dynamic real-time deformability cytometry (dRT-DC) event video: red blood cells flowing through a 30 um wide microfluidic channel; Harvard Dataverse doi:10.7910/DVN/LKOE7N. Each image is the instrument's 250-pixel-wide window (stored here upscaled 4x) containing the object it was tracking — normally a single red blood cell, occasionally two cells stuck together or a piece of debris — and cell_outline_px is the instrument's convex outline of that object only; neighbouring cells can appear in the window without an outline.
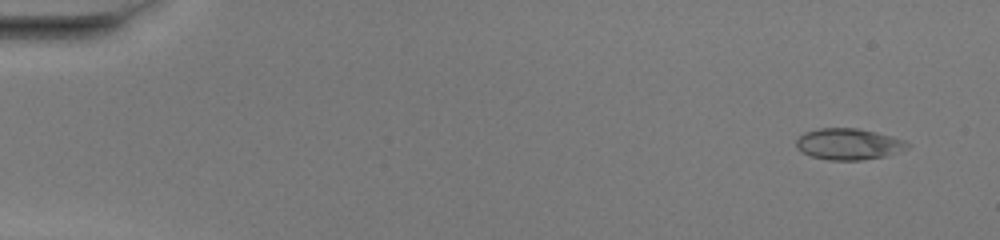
{"species": "common noctule bat (a hibernating species)", "species_latin": "Nyctalus noctula", "temperature_condition": "warm", "stored_images_in_passage": 48, "camera_frame_rate_fps": 3000, "um_per_image_px": 0.085, "animal": {"sex": "female", "body_mass_g": 20.0, "forearm_length_mm": 54.0}, "frame": {"image": 1, "passage_image": 1, "time_ms": 0.0, "image_size_px": [1000, 240], "cell_outline_px": [[912, 144], [908, 148], [884, 156], [860, 160], [828, 160], [812, 156], [800, 152], [796, 148], [796, 140], [804, 132], [820, 128], [856, 128], [876, 132], [892, 136], [904, 140]], "centroid_in_image_um": [72.11, 12.24], "position_along_channel_um": 12.9, "area_um2": 20.29}}
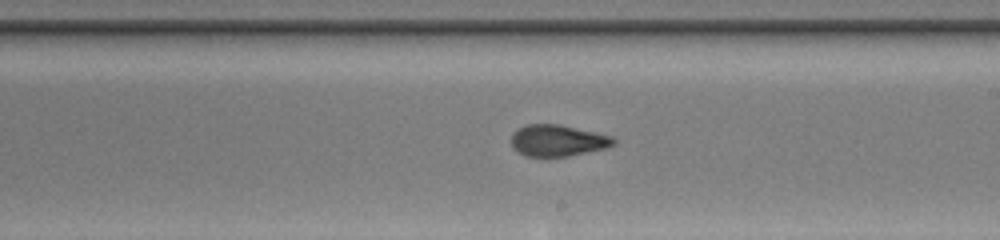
{"frame": {"image": 2, "passage_image": 28, "time_ms": 9.0, "image_size_px": [1000, 240], "cell_outline_px": [[616, 144], [608, 148], [568, 156], [524, 156], [516, 152], [512, 148], [512, 132], [528, 124], [560, 124], [596, 132], [612, 136], [616, 140]], "centroid_in_image_um": [47.42, 11.95], "position_along_channel_um": 241.6, "area_um2": 18.96}}
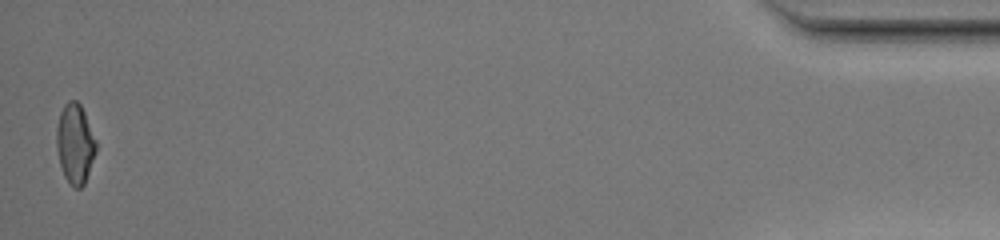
{"frame": {"image": 3, "passage_image": 48, "time_ms": 15.667, "image_size_px": [1000, 240], "cell_outline_px": [[96, 152], [84, 184], [80, 188], [72, 188], [64, 176], [60, 164], [56, 148], [56, 128], [60, 112], [64, 104], [68, 100], [76, 100], [80, 104], [84, 112], [96, 140]], "centroid_in_image_um": [6.36, 12.21], "position_along_channel_um": 428.8, "area_um2": 18.44}, "authors_computed_cell_mechanics": {"area_um2": 19.1607, "velocity_mm_per_s": 4.1207, "shape_relaxation_time_tau1_ms": 5.702, "shape_relaxation_time_tau2_ms": 0.7511, "deformation_change_tau1": 0.2197, "deformation_change_tau2": 0.0708}}